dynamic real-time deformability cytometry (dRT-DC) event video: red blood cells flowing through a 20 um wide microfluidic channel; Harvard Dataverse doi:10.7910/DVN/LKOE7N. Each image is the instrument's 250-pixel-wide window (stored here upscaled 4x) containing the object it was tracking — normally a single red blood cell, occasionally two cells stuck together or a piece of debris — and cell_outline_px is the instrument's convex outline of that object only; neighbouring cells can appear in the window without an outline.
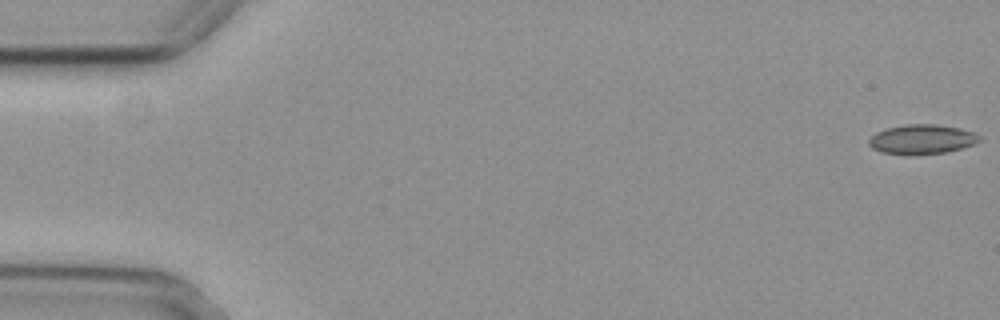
{"species": "common noctule bat (a hibernating species)", "species_latin": "Nyctalus noctula", "temperature_condition": "cold", "stored_images_in_passage": 4, "camera_frame_rate_fps": 3000, "um_per_image_px": 0.085, "animal": {"sex": "female", "body_mass_g": 29.2, "forearm_length_mm": 56.3}, "frame": {"image": 1, "passage_image": 1, "time_ms": 0.0, "image_size_px": [1000, 320], "cell_outline_px": [[980, 140], [976, 144], [948, 152], [912, 156], [908, 156], [880, 152], [872, 148], [868, 144], [868, 140], [876, 132], [884, 128], [904, 124], [936, 124], [960, 128], [972, 132], [980, 136]], "centroid_in_image_um": [78.33, 11.86], "position_along_channel_um": 6.7, "area_um2": 19.54}}